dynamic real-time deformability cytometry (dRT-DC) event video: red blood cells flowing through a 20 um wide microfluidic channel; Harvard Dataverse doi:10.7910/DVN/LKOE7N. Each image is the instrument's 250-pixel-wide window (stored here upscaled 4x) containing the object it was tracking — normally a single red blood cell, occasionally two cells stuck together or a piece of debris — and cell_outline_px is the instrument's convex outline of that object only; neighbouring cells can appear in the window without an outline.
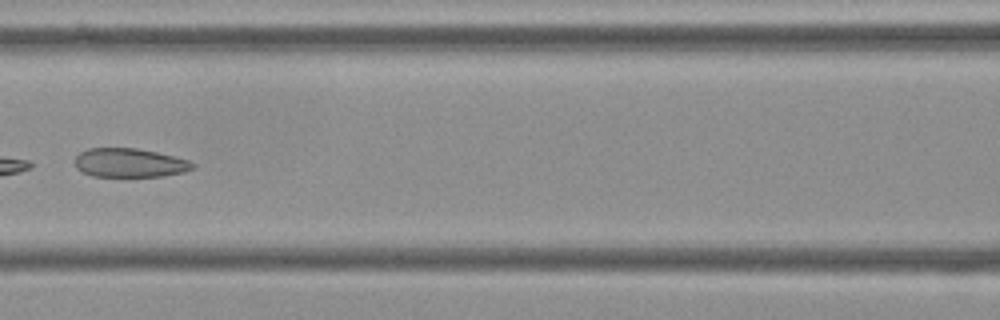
{"species": "Egyptian fruit bat (a non-hibernating species)", "species_latin": "Rousettus aegyptiacus", "temperature_condition": "cold", "stored_images_in_passage": 15, "camera_frame_rate_fps": 3000, "um_per_image_px": 0.085, "frame": {"image": 1, "passage_image": 7, "time_ms": 2.0, "image_size_px": [1000, 320], "cell_outline_px": [[196, 168], [184, 172], [164, 176], [92, 176], [76, 168], [76, 156], [80, 152], [88, 148], [136, 148], [156, 152], [188, 160], [196, 164]], "centroid_in_image_um": [11.05, 13.84], "position_along_channel_um": 155.6, "area_um2": 19.77}}
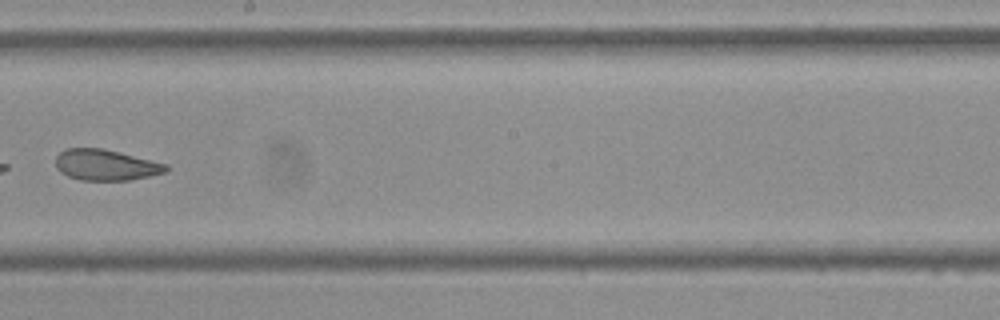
{"frame": {"image": 2, "passage_image": 9, "time_ms": 2.667, "image_size_px": [1000, 320], "cell_outline_px": [[168, 172], [128, 180], [80, 180], [68, 176], [60, 172], [56, 168], [56, 156], [60, 152], [68, 148], [104, 148], [168, 164]], "centroid_in_image_um": [9.0, 14.02], "position_along_channel_um": 239.2, "area_um2": 19.94}}
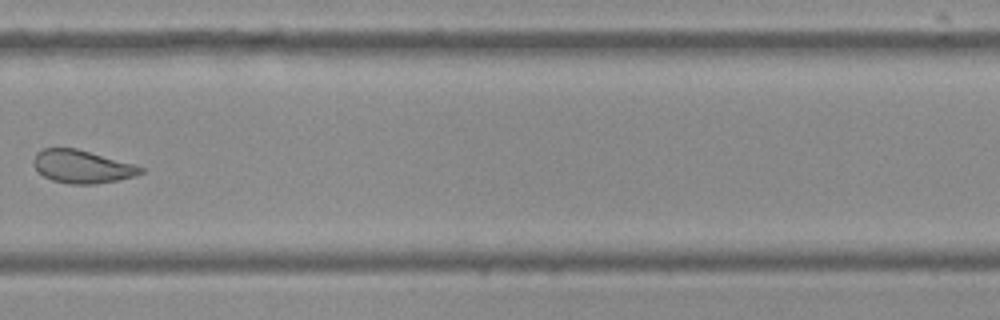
{"frame": {"image": 3, "passage_image": 11, "time_ms": 3.333, "image_size_px": [1000, 320], "cell_outline_px": [[144, 172], [136, 176], [96, 184], [68, 184], [52, 180], [44, 176], [32, 164], [32, 160], [36, 152], [44, 148], [76, 148], [136, 164], [144, 168]], "centroid_in_image_um": [6.99, 14.16], "position_along_channel_um": 322.8, "area_um2": 20.75}}